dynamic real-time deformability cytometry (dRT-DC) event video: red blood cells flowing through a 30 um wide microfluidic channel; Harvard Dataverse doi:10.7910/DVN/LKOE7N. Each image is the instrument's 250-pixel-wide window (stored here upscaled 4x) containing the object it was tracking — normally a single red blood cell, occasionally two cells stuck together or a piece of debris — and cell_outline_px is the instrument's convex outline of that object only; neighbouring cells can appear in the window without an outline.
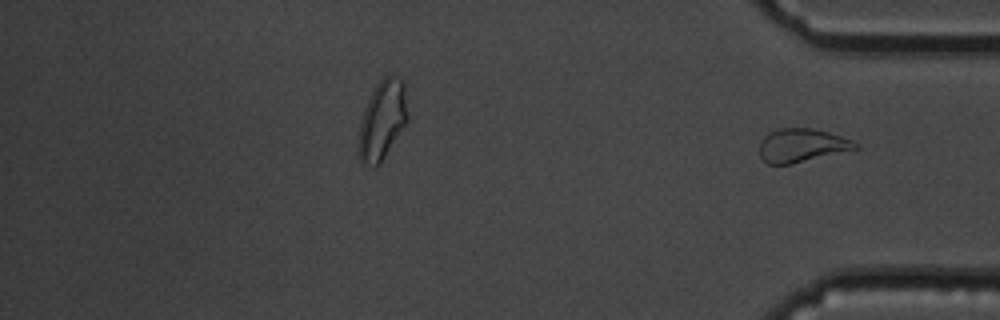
{"species": "common noctule bat (a hibernating species)", "species_latin": "Nyctalus noctula", "temperature_condition": "cold", "stored_images_in_passage": 36, "segment_of_instrument_passage": [2, 2], "camera_frame_rate_fps": 3000, "um_per_image_px": 0.085, "animal": {"sex": "male", "body_mass_g": 19.5, "forearm_length_mm": 54.6}, "frame": {"image": 1, "passage_image": 36, "time_ms": 11.667, "image_size_px": [1000, 320], "cell_outline_px": [[860, 148], [792, 164], [768, 164], [760, 156], [760, 140], [768, 132], [780, 128], [812, 128], [828, 132], [852, 140], [860, 144]], "centroid_in_image_um": [68.16, 12.35], "position_along_channel_um": 367.0, "area_um2": 18.79}}